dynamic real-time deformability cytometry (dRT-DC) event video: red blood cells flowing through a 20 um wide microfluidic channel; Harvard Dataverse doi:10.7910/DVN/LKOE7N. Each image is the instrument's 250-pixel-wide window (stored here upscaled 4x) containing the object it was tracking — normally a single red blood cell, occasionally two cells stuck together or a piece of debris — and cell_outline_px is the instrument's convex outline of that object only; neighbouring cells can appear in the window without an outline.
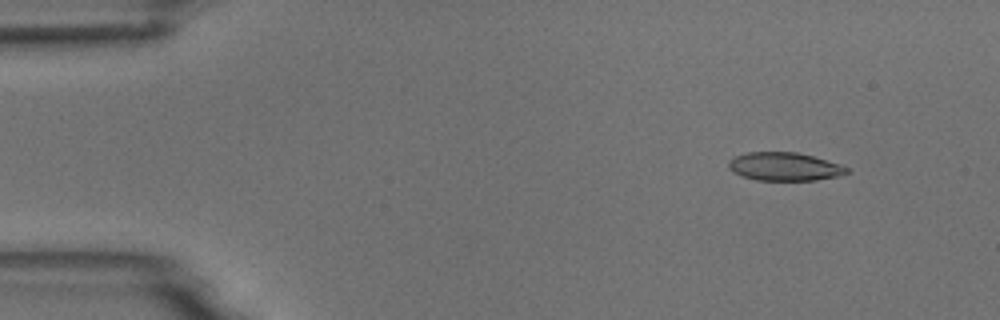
{"species": "common noctule bat (a hibernating species)", "species_latin": "Nyctalus noctula", "temperature_condition": "room temperature", "stored_images_in_passage": 4, "camera_frame_rate_fps": 3000, "um_per_image_px": 0.085, "animal": {"sex": "male", "body_mass_g": 18.8}, "frame": {"image": 1, "passage_image": 2, "time_ms": 1.0, "image_size_px": [1000, 320], "cell_outline_px": [[848, 172], [836, 176], [816, 180], [756, 180], [732, 172], [728, 168], [728, 160], [736, 156], [748, 152], [796, 152], [812, 156], [840, 164], [848, 168]], "centroid_in_image_um": [66.64, 14.16], "position_along_channel_um": 18.4, "area_um2": 19.31}}